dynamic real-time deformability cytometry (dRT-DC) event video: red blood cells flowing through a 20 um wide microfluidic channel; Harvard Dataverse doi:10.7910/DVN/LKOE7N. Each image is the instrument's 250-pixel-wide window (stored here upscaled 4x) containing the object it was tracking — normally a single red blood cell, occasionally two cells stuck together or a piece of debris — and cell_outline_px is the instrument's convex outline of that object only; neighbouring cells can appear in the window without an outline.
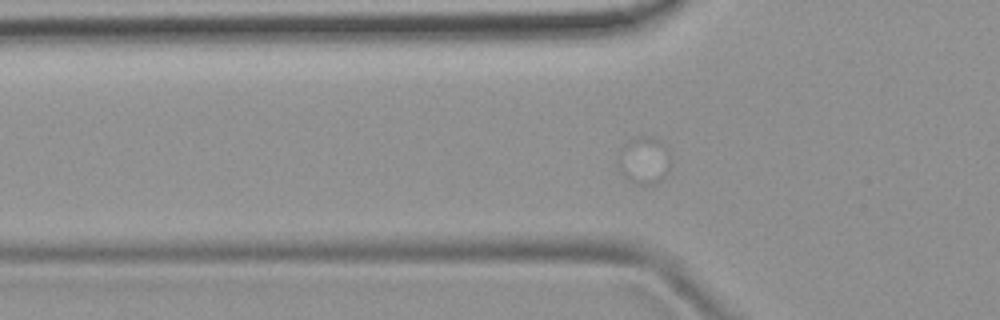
{"species": "common noctule bat (a hibernating species)", "species_latin": "Nyctalus noctula", "temperature_condition": "room temperature", "stored_images_in_passage": 11, "camera_frame_rate_fps": 3000, "um_per_image_px": 0.085, "animal": {"sex": "female", "body_mass_g": 19.9}, "frame": {"image": 1, "passage_image": 10, "time_ms": 3.0, "image_size_px": [1000, 320], "cell_outline_px": [[672, 164], [668, 172], [656, 184], [632, 184], [620, 172], [620, 148], [624, 144], [632, 140], [656, 140], [668, 148]], "centroid_in_image_um": [54.79, 13.73], "position_along_channel_um": 71.0, "area_um2": 13.93}}